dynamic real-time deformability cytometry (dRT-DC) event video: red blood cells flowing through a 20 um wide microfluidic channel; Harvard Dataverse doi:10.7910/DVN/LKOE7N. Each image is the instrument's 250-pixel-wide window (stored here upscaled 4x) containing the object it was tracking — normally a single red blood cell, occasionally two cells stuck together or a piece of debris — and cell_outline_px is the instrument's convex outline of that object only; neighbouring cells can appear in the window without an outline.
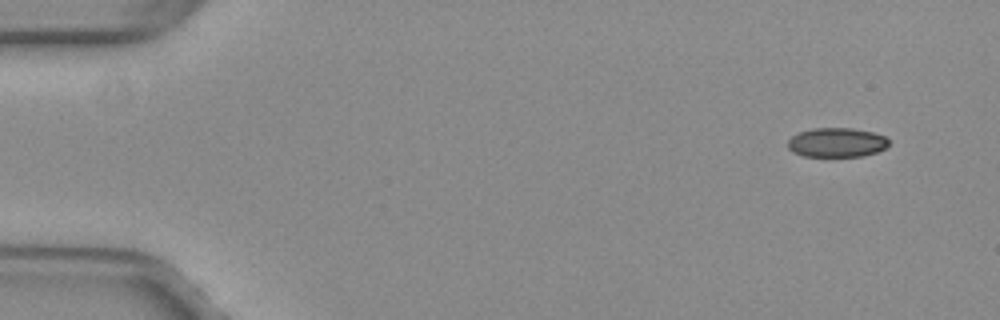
{"species": "common noctule bat (a hibernating species)", "species_latin": "Nyctalus noctula", "temperature_condition": "warm", "stored_images_in_passage": 49, "camera_frame_rate_fps": 3000, "um_per_image_px": 0.085, "animal": {"sex": "female", "body_mass_g": 29.2, "forearm_length_mm": 56.3}, "frame": {"image": 1, "passage_image": 1, "time_ms": 0.0, "image_size_px": [1000, 320], "cell_outline_px": [[888, 144], [884, 148], [876, 152], [864, 156], [804, 156], [792, 152], [788, 148], [788, 140], [792, 136], [800, 132], [812, 128], [852, 128], [872, 132], [884, 136], [888, 140]], "centroid_in_image_um": [71.09, 12.11], "position_along_channel_um": 13.9, "area_um2": 17.17}}
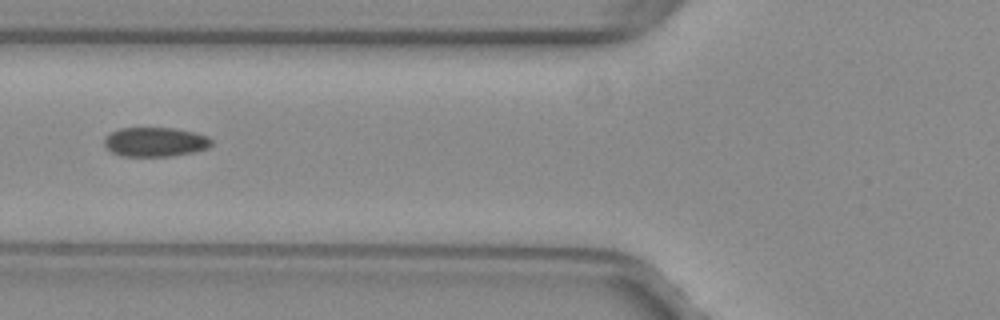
{"frame": {"image": 2, "passage_image": 18, "time_ms": 5.667, "image_size_px": [1000, 320], "cell_outline_px": [[212, 144], [208, 148], [192, 152], [172, 156], [120, 156], [112, 152], [104, 144], [104, 136], [120, 128], [176, 128], [196, 132], [208, 136], [212, 140]], "centroid_in_image_um": [13.2, 12.06], "position_along_channel_um": 112.6, "area_um2": 18.44}}
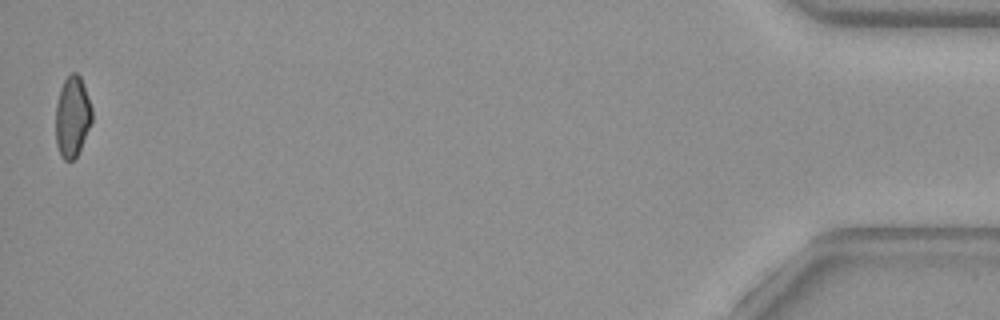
{"frame": {"image": 3, "passage_image": 49, "time_ms": 16.0, "image_size_px": [1000, 320], "cell_outline_px": [[92, 120], [80, 148], [76, 156], [72, 160], [64, 160], [60, 156], [56, 144], [56, 104], [60, 88], [64, 80], [72, 72], [76, 72], [80, 76], [92, 108]], "centroid_in_image_um": [6.13, 9.91], "position_along_channel_um": 429.1, "area_um2": 16.94}, "authors_computed_cell_mechanics": {"area_um2": 18.496, "velocity_mm_per_s": 3.9971, "shape_relaxation_time_tau1_ms": null, "shape_relaxation_time_tau2_ms": 1.6742, "deformation_change_tau1": null, "deformation_change_tau2": 0.0464}}